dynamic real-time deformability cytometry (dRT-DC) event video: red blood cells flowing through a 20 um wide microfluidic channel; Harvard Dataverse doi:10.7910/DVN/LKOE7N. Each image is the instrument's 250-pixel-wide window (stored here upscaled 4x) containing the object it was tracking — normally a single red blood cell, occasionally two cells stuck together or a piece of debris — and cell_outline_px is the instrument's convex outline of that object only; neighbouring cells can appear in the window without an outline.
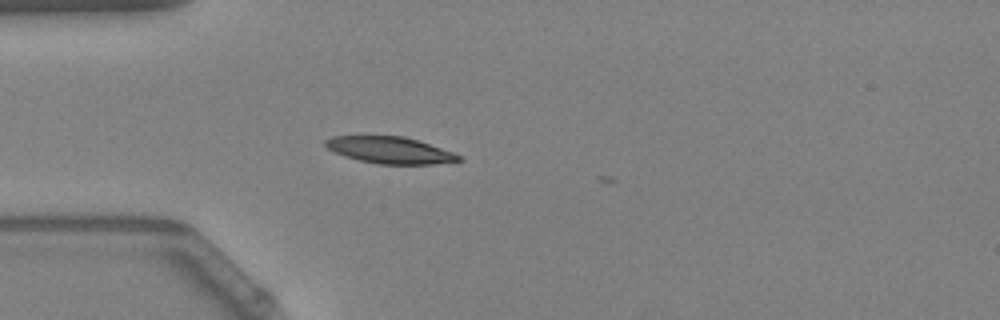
{"species": "Egyptian fruit bat (a non-hibernating species)", "species_latin": "Rousettus aegyptiacus", "temperature_condition": "warm", "stored_images_in_passage": 3, "camera_frame_rate_fps": 3000, "um_per_image_px": 0.085, "animal": {"sex": "female"}, "frame": {"image": 1, "passage_image": 1, "time_ms": 0.0, "image_size_px": [1000, 320], "cell_outline_px": [[464, 160], [432, 164], [380, 164], [360, 160], [344, 156], [328, 148], [324, 144], [324, 140], [332, 136], [404, 136], [452, 152], [460, 156]], "centroid_in_image_um": [33.12, 12.76], "position_along_channel_um": 51.9, "area_um2": 20.4}}